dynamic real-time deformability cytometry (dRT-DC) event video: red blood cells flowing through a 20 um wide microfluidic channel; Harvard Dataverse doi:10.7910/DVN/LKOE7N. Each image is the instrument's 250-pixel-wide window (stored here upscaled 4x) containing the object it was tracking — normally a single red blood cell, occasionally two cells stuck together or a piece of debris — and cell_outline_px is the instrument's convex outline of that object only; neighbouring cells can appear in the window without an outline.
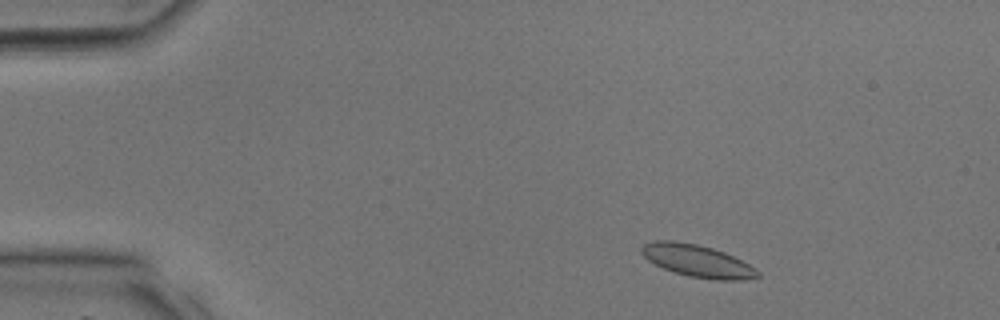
{"species": "common noctule bat (a hibernating species)", "species_latin": "Nyctalus noctula", "temperature_condition": "room temperature", "stored_images_in_passage": 36, "camera_frame_rate_fps": 3000, "um_per_image_px": 0.085, "animal": {"sex": "male", "body_mass_g": 17.9, "forearm_length_mm": 54.2}, "frame": {"image": 1, "passage_image": 4, "time_ms": 1.0, "image_size_px": [1000, 320], "cell_outline_px": [[760, 276], [740, 280], [716, 280], [688, 276], [672, 272], [648, 260], [640, 252], [640, 248], [644, 244], [656, 240], [672, 240], [696, 244], [712, 248], [724, 252], [756, 268], [760, 272]], "centroid_in_image_um": [59.26, 22.18], "position_along_channel_um": 25.7, "area_um2": 21.73}}
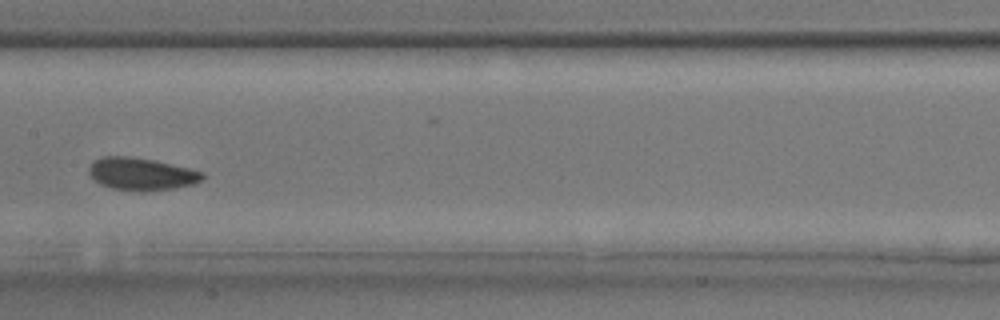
{"frame": {"image": 2, "passage_image": 18, "time_ms": 5.667, "image_size_px": [1000, 320], "cell_outline_px": [[204, 176], [200, 180], [192, 184], [172, 188], [144, 192], [112, 188], [100, 184], [88, 172], [88, 168], [92, 160], [104, 156], [128, 156], [152, 160], [188, 168], [204, 172]], "centroid_in_image_um": [11.97, 14.78], "position_along_channel_um": 195.4, "area_um2": 21.27}}
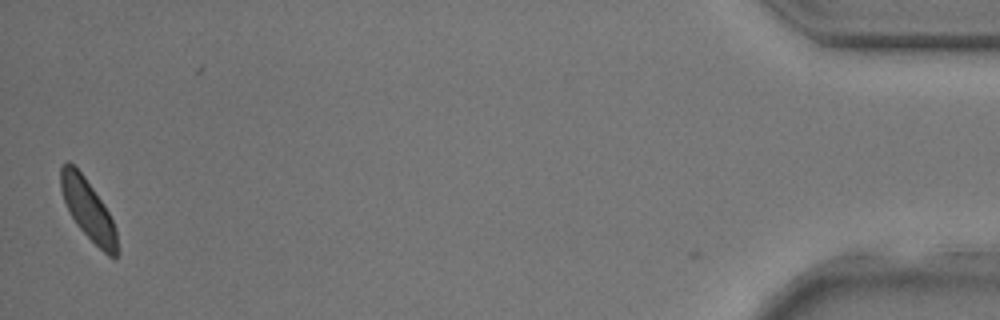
{"frame": {"image": 3, "passage_image": 36, "time_ms": 11.667, "image_size_px": [1000, 320], "cell_outline_px": [[120, 252], [116, 256], [108, 256], [76, 224], [64, 200], [60, 188], [60, 168], [68, 160], [84, 176], [108, 212], [116, 228]], "centroid_in_image_um": [7.5, 17.83], "position_along_channel_um": 427.7, "area_um2": 19.42}}